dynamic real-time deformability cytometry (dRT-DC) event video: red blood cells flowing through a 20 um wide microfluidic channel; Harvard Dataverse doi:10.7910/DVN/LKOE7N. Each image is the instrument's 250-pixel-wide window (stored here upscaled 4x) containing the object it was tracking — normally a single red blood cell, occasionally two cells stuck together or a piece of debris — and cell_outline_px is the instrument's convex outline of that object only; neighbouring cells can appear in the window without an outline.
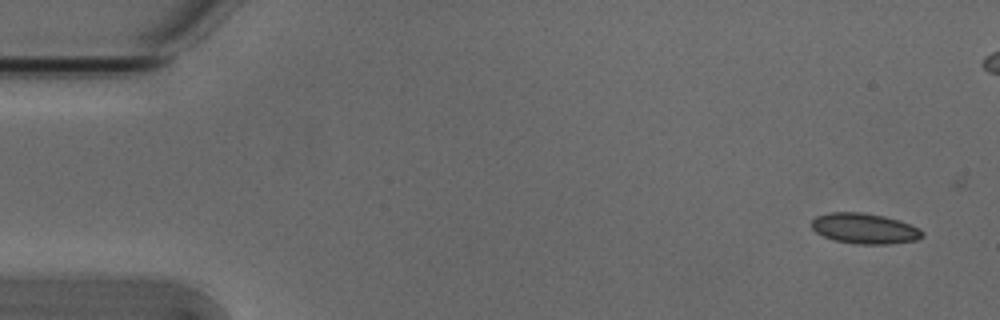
{"species": "Egyptian fruit bat (a non-hibernating species)", "species_latin": "Rousettus aegyptiacus", "temperature_condition": "cold", "stored_images_in_passage": 7, "camera_frame_rate_fps": 3000, "um_per_image_px": 0.085, "animal": {"sex": "male"}, "frame": {"image": 1, "passage_image": 1, "time_ms": 0.0, "image_size_px": [1000, 320], "cell_outline_px": [[924, 236], [916, 240], [888, 244], [856, 244], [836, 240], [824, 236], [816, 232], [812, 228], [812, 220], [816, 216], [828, 212], [864, 212], [884, 216], [900, 220], [920, 228], [924, 232]], "centroid_in_image_um": [73.51, 19.41], "position_along_channel_um": 11.5, "area_um2": 19.77}}
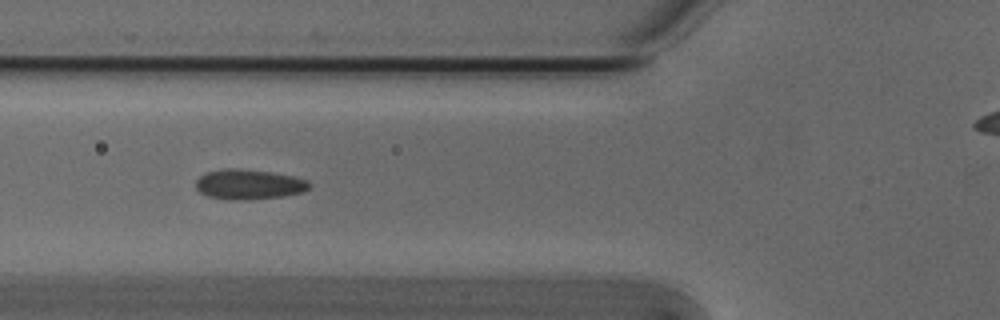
{"frame": {"image": 2, "passage_image": 5, "time_ms": 1.333, "image_size_px": [1000, 320], "cell_outline_px": [[312, 184], [304, 192], [284, 196], [248, 200], [232, 200], [208, 196], [200, 192], [196, 188], [196, 180], [200, 176], [208, 172], [224, 168], [232, 168], [272, 172], [292, 176], [308, 180]], "centroid_in_image_um": [21.17, 15.68], "position_along_channel_um": 104.6, "area_um2": 19.88}}